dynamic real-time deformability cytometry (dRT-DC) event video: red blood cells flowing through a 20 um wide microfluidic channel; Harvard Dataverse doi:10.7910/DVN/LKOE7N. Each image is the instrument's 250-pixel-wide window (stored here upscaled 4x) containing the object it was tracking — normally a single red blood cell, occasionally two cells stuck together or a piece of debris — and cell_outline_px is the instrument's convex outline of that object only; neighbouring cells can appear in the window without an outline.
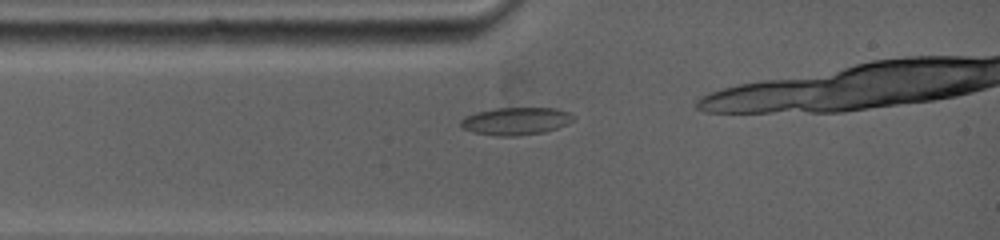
{"species": "common noctule bat (a hibernating species)", "species_latin": "Nyctalus noctula", "temperature_condition": "warm", "stored_images_in_passage": 7, "camera_frame_rate_fps": 5000, "um_per_image_px": 0.085, "animal": {"sex": "female", "body_mass_g": 19.0, "forearm_length_mm": 53.3}, "frame": {"image": 1, "passage_image": 2, "time_ms": 0.4, "image_size_px": [1000, 240], "cell_outline_px": [[576, 120], [568, 124], [544, 132], [516, 136], [500, 136], [472, 132], [464, 128], [460, 124], [460, 120], [464, 116], [476, 112], [496, 108], [556, 108], [568, 112], [576, 116]], "centroid_in_image_um": [43.88, 10.29], "position_along_channel_um": 41.1, "area_um2": 18.21}}
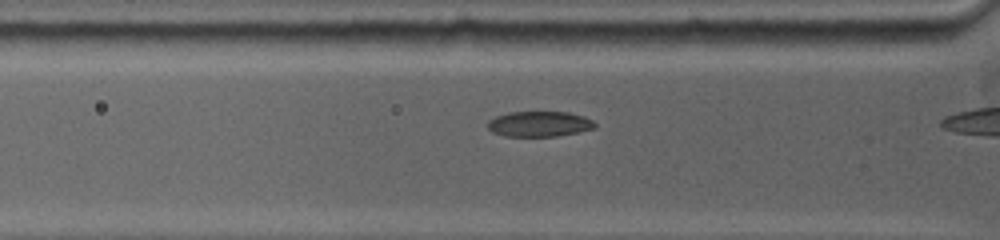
{"frame": {"image": 2, "passage_image": 4, "time_ms": 1.4, "image_size_px": [1000, 240], "cell_outline_px": [[596, 128], [580, 132], [556, 136], [504, 136], [492, 132], [488, 128], [488, 120], [496, 116], [508, 112], [568, 112], [584, 116], [592, 120], [596, 124]], "centroid_in_image_um": [45.85, 10.54], "position_along_channel_um": 79.9, "area_um2": 15.95}}
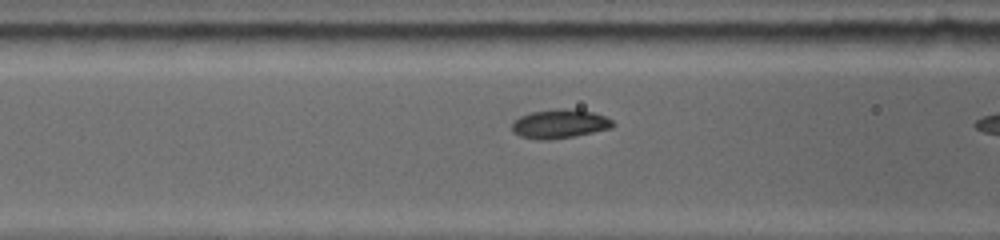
{"frame": {"image": 3, "passage_image": 6, "time_ms": 2.4, "image_size_px": [1000, 240], "cell_outline_px": [[616, 124], [612, 128], [572, 136], [548, 140], [536, 140], [520, 136], [512, 132], [512, 120], [520, 116], [532, 112], [556, 108], [576, 108], [592, 112], [604, 116], [612, 120]], "centroid_in_image_um": [47.55, 10.51], "position_along_channel_um": 119.1, "area_um2": 17.22}}